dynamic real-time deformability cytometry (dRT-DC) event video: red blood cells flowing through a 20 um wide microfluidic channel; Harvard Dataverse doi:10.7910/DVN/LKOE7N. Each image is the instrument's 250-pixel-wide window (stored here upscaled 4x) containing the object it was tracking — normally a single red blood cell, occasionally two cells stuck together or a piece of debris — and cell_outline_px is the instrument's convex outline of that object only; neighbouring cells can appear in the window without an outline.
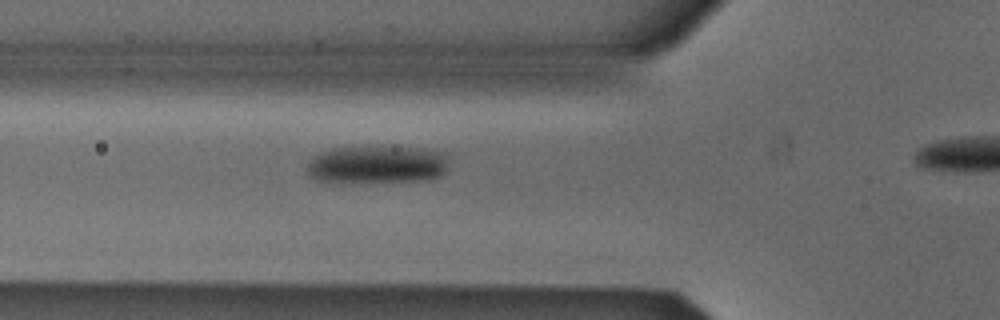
{"species": "Egyptian fruit bat (a non-hibernating species)", "species_latin": "Rousettus aegyptiacus", "temperature_condition": "cold", "stored_images_in_passage": 33, "camera_frame_rate_fps": 3000, "um_per_image_px": 0.085, "animal": {"sex": "male"}, "frame": {"image": 1, "passage_image": 6, "time_ms": 1.667, "image_size_px": [1000, 320], "cell_outline_px": [[448, 168], [440, 176], [428, 180], [316, 180], [308, 172], [308, 160], [312, 156], [328, 148], [428, 148], [440, 152], [448, 156]], "centroid_in_image_um": [32.1, 13.95], "position_along_channel_um": 93.7, "area_um2": 30.23}}
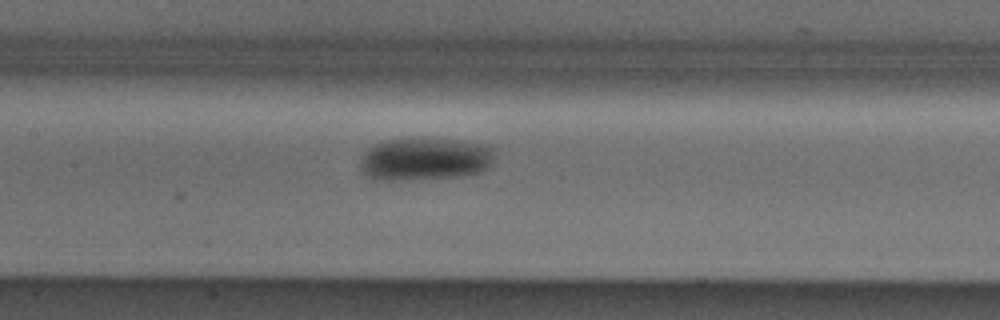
{"frame": {"image": 2, "passage_image": 12, "time_ms": 3.667, "image_size_px": [1000, 320], "cell_outline_px": [[492, 164], [488, 168], [480, 172], [460, 176], [400, 180], [376, 180], [368, 176], [360, 168], [360, 156], [368, 148], [376, 144], [388, 140], [460, 140], [480, 144], [492, 148]], "centroid_in_image_um": [36.08, 13.54], "position_along_channel_um": 171.3, "area_um2": 32.83}}
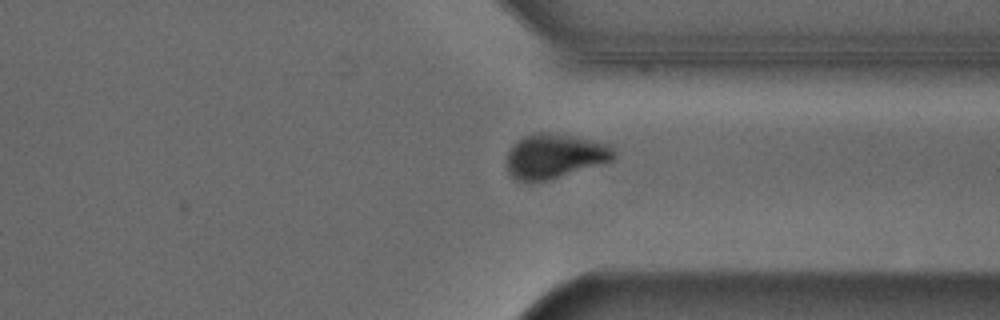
{"frame": {"image": 3, "passage_image": 27, "time_ms": 8.667, "image_size_px": [1000, 320], "cell_outline_px": [[616, 156], [612, 160], [600, 164], [548, 180], [532, 184], [512, 180], [508, 172], [508, 152], [512, 144], [524, 136], [532, 132], [548, 132], [572, 136], [592, 140], [608, 144], [616, 152]], "centroid_in_image_um": [47.09, 13.29], "position_along_channel_um": 364.3, "area_um2": 28.09}}